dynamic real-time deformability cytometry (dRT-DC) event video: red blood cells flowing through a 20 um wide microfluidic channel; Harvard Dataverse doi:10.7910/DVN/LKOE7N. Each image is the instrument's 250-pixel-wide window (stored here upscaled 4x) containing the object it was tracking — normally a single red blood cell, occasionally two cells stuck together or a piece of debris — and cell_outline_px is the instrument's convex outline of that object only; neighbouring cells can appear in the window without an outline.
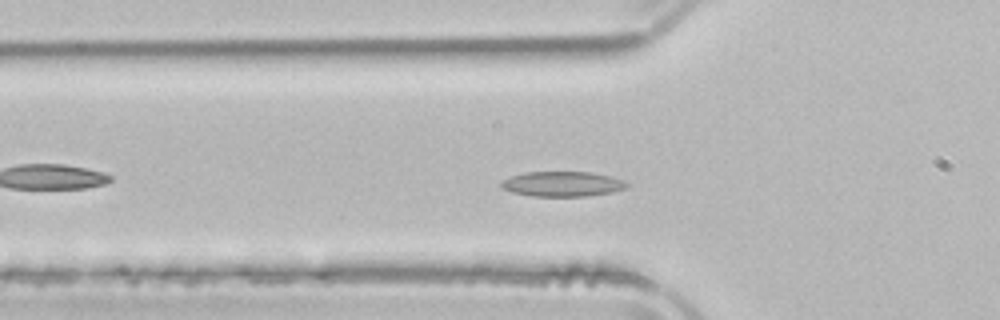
{"species": "common noctule bat (a hibernating species)", "species_latin": "Nyctalus noctula", "temperature_condition": "room temperature", "stored_images_in_passage": 49, "camera_frame_rate_fps": 3000, "um_per_image_px": 0.085, "animal": {"sex": "male", "body_mass_g": 21.5, "forearm_length_mm": 52.0}, "frame": {"image": 1, "passage_image": 13, "time_ms": 4.0, "image_size_px": [1000, 320], "cell_outline_px": [[632, 184], [628, 188], [612, 192], [588, 196], [532, 196], [512, 192], [504, 188], [500, 184], [504, 180], [512, 176], [524, 172], [592, 172], [624, 180]], "centroid_in_image_um": [47.88, 15.64], "position_along_channel_um": 77.9, "area_um2": 18.32}}
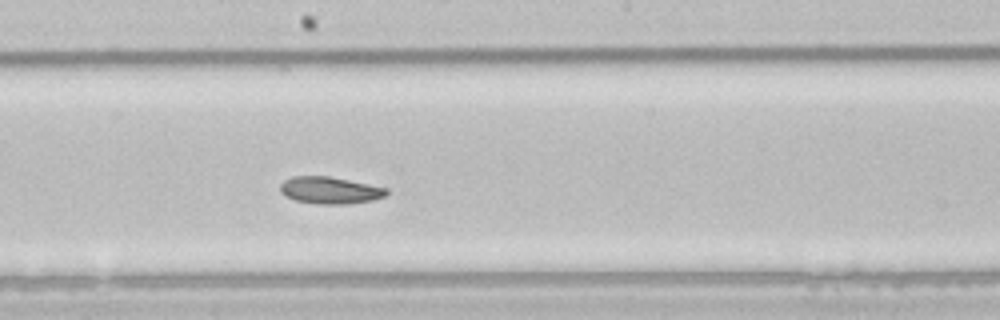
{"frame": {"image": 2, "passage_image": 24, "time_ms": 7.667, "image_size_px": [1000, 320], "cell_outline_px": [[388, 192], [384, 196], [372, 200], [348, 204], [320, 204], [296, 200], [284, 196], [280, 192], [280, 184], [284, 180], [292, 176], [328, 176], [388, 188]], "centroid_in_image_um": [28.01, 16.17], "position_along_channel_um": 220.2, "area_um2": 16.65}}
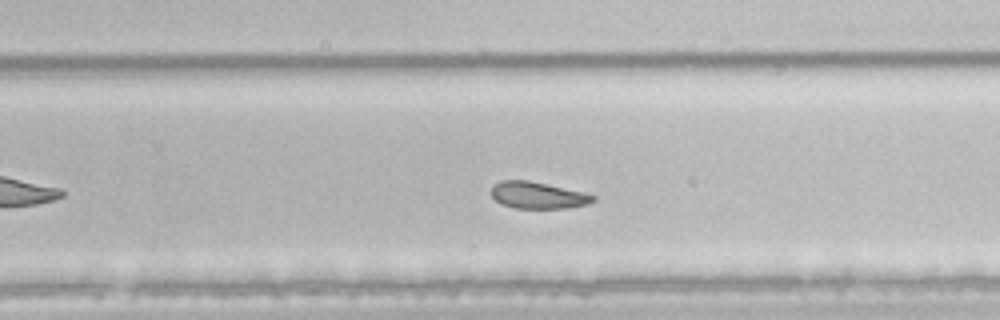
{"frame": {"image": 3, "passage_image": 29, "time_ms": 9.333, "image_size_px": [1000, 320], "cell_outline_px": [[596, 200], [588, 204], [568, 208], [516, 208], [504, 204], [496, 200], [492, 196], [492, 188], [500, 180], [528, 180], [584, 192], [596, 196]], "centroid_in_image_um": [45.76, 16.59], "position_along_channel_um": 284.0, "area_um2": 15.72}, "authors_computed_cell_mechanics": {"area_um2": 17.8024, "velocity_mm_per_s": 3.8631, "shape_relaxation_time_tau1_ms": null, "shape_relaxation_time_tau2_ms": 7.5439, "deformation_change_tau1": null, "deformation_change_tau2": 0.123}}